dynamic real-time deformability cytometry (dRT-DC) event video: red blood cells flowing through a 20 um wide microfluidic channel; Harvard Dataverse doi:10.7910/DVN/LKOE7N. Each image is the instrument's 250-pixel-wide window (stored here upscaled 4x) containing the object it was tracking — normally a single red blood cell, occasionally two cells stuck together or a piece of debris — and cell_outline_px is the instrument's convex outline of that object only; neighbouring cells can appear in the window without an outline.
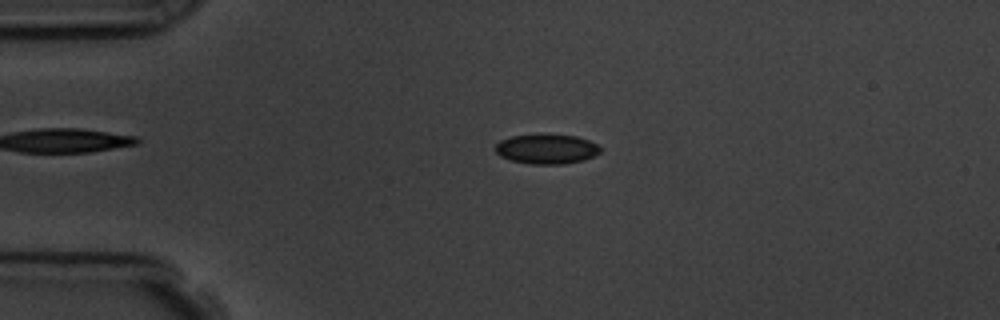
{"species": "common noctule bat (a hibernating species)", "species_latin": "Nyctalus noctula", "temperature_condition": "room temperature", "stored_images_in_passage": 6, "camera_frame_rate_fps": 3000, "um_per_image_px": 0.085, "animal": {"sex": "male", "body_mass_g": 19.5, "forearm_length_mm": 54.6}, "frame": {"image": 1, "passage_image": 4, "time_ms": 3.333, "image_size_px": [1000, 320], "cell_outline_px": [[600, 152], [584, 160], [564, 164], [528, 164], [512, 160], [500, 156], [496, 152], [496, 144], [500, 140], [512, 136], [544, 132], [576, 136], [588, 140], [596, 144], [600, 148]], "centroid_in_image_um": [46.44, 12.63], "position_along_channel_um": 38.6, "area_um2": 18.55}}